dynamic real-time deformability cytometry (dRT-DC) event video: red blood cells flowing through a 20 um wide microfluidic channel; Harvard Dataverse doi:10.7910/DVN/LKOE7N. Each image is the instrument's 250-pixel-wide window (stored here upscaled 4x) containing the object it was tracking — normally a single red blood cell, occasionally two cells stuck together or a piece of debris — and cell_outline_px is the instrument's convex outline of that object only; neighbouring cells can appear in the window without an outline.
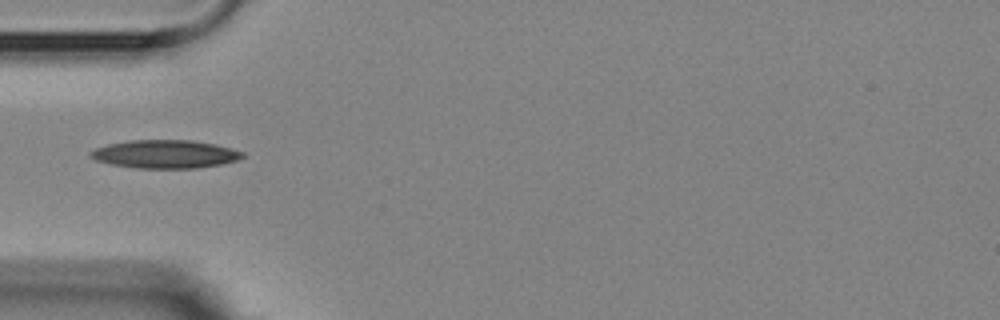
{"species": "Egyptian fruit bat (a non-hibernating species)", "species_latin": "Rousettus aegyptiacus", "temperature_condition": "room temperature", "stored_images_in_passage": 6, "camera_frame_rate_fps": 3000, "um_per_image_px": 0.085, "animal": {"sex": "female"}, "frame": {"image": 1, "passage_image": 1, "time_ms": 0.0, "image_size_px": [1000, 320], "cell_outline_px": [[244, 156], [236, 160], [220, 164], [196, 168], [136, 168], [112, 164], [96, 160], [88, 156], [88, 152], [96, 148], [108, 144], [128, 140], [192, 140], [232, 148], [244, 152]], "centroid_in_image_um": [14.0, 13.09], "position_along_channel_um": 71.0, "area_um2": 24.91}}
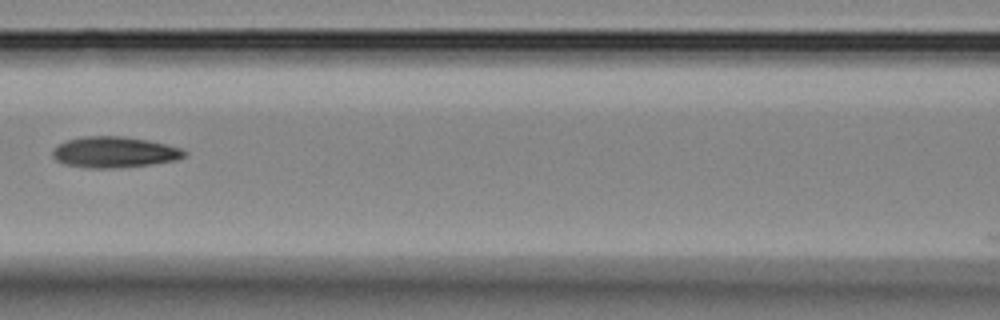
{"frame": {"image": 2, "passage_image": 3, "time_ms": 2.333, "image_size_px": [1000, 320], "cell_outline_px": [[188, 152], [184, 156], [176, 160], [152, 164], [112, 168], [88, 168], [64, 164], [56, 160], [52, 156], [52, 152], [60, 144], [68, 140], [84, 136], [120, 136], [148, 140], [180, 148]], "centroid_in_image_um": [9.72, 12.94], "position_along_channel_um": 156.9, "area_um2": 23.52}}
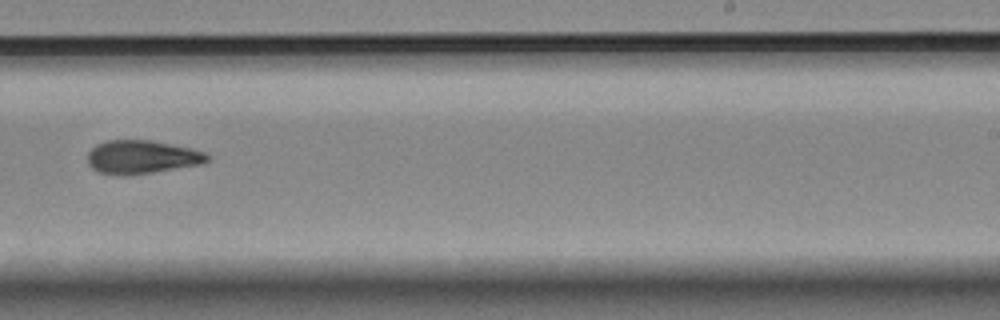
{"frame": {"image": 3, "passage_image": 6, "time_ms": 5.667, "image_size_px": [1000, 320], "cell_outline_px": [[208, 160], [200, 164], [132, 176], [116, 176], [96, 172], [88, 164], [88, 152], [96, 144], [104, 140], [152, 140], [192, 148], [204, 152], [208, 156]], "centroid_in_image_um": [11.99, 13.36], "position_along_channel_um": 277.0, "area_um2": 23.7}}